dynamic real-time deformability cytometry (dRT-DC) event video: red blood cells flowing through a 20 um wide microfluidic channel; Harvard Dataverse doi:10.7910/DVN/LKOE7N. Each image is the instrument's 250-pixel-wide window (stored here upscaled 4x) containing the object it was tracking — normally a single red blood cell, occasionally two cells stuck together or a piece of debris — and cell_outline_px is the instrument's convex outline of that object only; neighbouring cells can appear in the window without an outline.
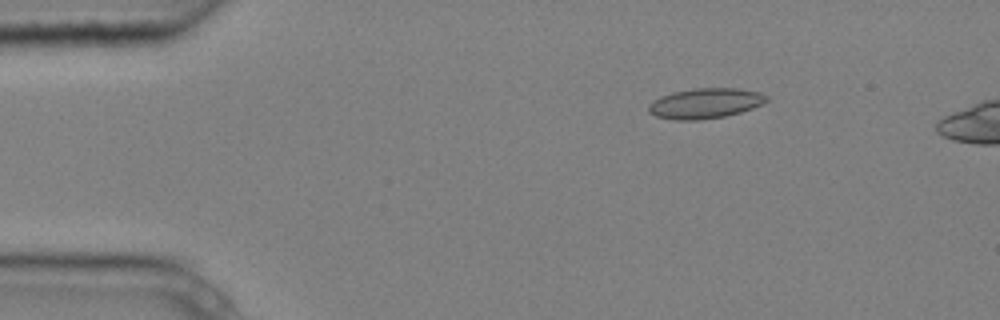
{"species": "common noctule bat (a hibernating species)", "species_latin": "Nyctalus noctula", "temperature_condition": "cold", "stored_images_in_passage": 4, "camera_frame_rate_fps": 3000, "um_per_image_px": 0.085, "animal": {"sex": "male", "body_mass_g": 20.4}, "frame": {"image": 1, "passage_image": 2, "time_ms": 0.333, "image_size_px": [1000, 320], "cell_outline_px": [[768, 100], [752, 108], [740, 112], [724, 116], [696, 120], [676, 120], [656, 116], [648, 112], [648, 104], [652, 100], [660, 96], [672, 92], [696, 88], [736, 88], [760, 92], [768, 96]], "centroid_in_image_um": [59.9, 8.77], "position_along_channel_um": 25.1, "area_um2": 20.75}}